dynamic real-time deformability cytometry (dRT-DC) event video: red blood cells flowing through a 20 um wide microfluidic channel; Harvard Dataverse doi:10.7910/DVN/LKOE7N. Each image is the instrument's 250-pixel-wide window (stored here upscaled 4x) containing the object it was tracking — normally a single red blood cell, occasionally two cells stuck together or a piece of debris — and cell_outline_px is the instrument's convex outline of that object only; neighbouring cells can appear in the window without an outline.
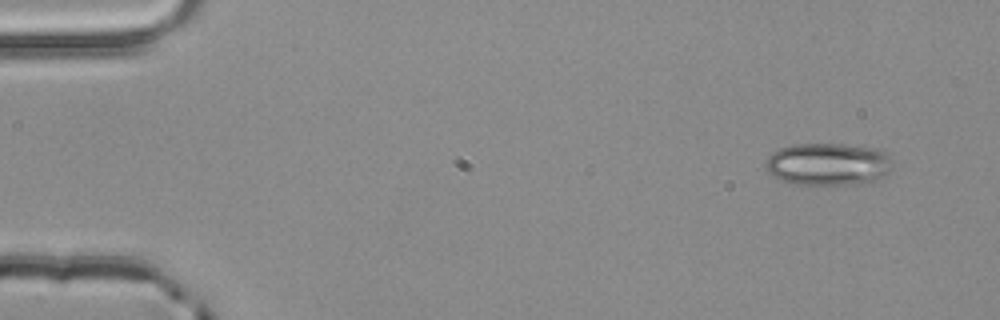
{"species": "common noctule bat (a hibernating species)", "species_latin": "Nyctalus noctula", "temperature_condition": "room temperature", "stored_images_in_passage": 4, "camera_frame_rate_fps": 3000, "um_per_image_px": 0.085, "animal": {"sex": "male", "body_mass_g": 20.4}, "frame": {"image": 1, "passage_image": 1, "time_ms": 0.0, "image_size_px": [1000, 320], "cell_outline_px": [[892, 168], [884, 176], [876, 180], [852, 184], [792, 184], [780, 180], [768, 172], [764, 164], [764, 160], [772, 152], [780, 148], [792, 144], [844, 144], [880, 148], [888, 152]], "centroid_in_image_um": [70.38, 13.93], "position_along_channel_um": 14.6, "area_um2": 31.73}}